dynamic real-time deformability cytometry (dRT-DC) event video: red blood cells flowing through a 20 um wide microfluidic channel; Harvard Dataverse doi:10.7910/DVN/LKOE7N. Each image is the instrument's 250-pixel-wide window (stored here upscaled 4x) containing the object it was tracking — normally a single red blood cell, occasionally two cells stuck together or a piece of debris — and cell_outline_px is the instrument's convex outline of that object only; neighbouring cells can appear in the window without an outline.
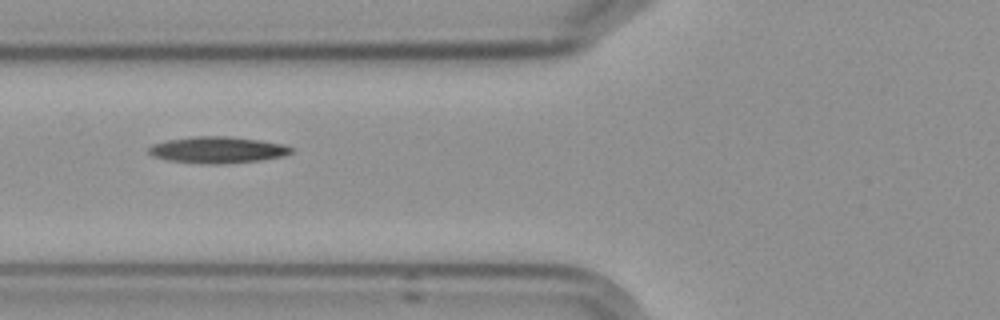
{"species": "Egyptian fruit bat (a non-hibernating species)", "species_latin": "Rousettus aegyptiacus", "temperature_condition": "cold", "stored_images_in_passage": 11, "camera_frame_rate_fps": 3000, "um_per_image_px": 0.085, "frame": {"image": 1, "passage_image": 2, "time_ms": 1.333, "image_size_px": [1000, 320], "cell_outline_px": [[296, 148], [292, 152], [284, 156], [260, 160], [220, 164], [200, 164], [168, 160], [152, 156], [148, 152], [148, 148], [152, 144], [168, 140], [192, 136], [228, 136], [260, 140], [284, 144]], "centroid_in_image_um": [18.5, 12.74], "position_along_channel_um": 107.3, "area_um2": 22.2}}
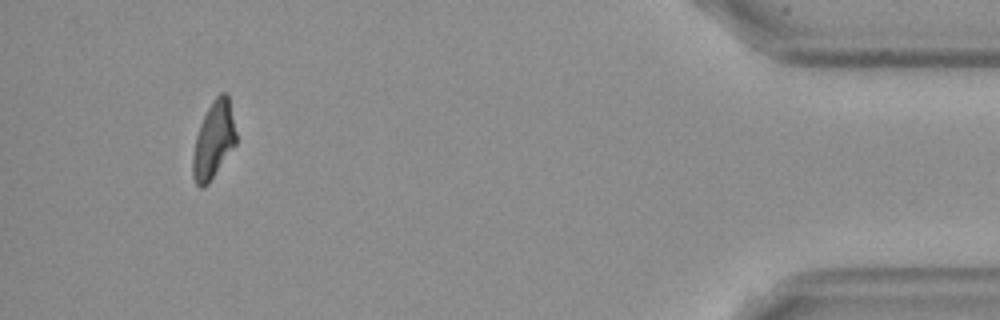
{"frame": {"image": 2, "passage_image": 10, "time_ms": 11.667, "image_size_px": [1000, 320], "cell_outline_px": [[236, 144], [208, 184], [204, 188], [200, 188], [196, 184], [192, 176], [192, 156], [196, 136], [200, 124], [212, 100], [220, 92], [224, 92], [228, 96], [236, 132]], "centroid_in_image_um": [18.14, 11.94], "position_along_channel_um": 417.1, "area_um2": 19.36}}